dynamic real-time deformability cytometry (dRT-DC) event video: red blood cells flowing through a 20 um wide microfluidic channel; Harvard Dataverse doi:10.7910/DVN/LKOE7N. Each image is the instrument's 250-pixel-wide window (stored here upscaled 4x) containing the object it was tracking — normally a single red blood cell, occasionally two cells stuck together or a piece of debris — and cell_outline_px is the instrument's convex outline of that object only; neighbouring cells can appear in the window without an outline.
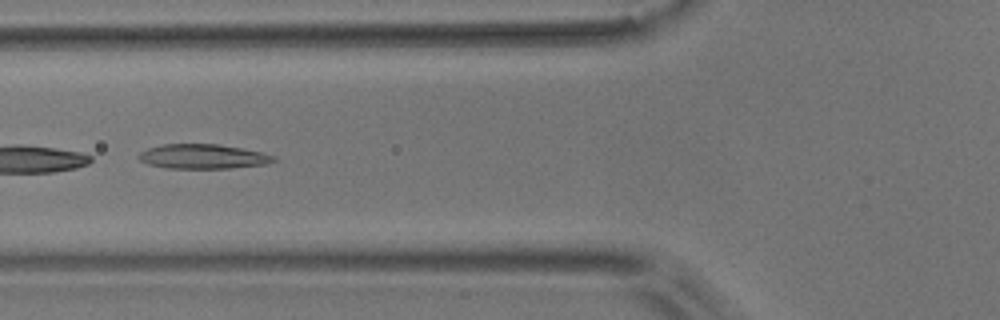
{"species": "common noctule bat (a hibernating species)", "species_latin": "Nyctalus noctula", "temperature_condition": "room temperature", "stored_images_in_passage": 11, "camera_frame_rate_fps": 3000, "um_per_image_px": 0.085, "animal": {"sex": "male", "body_mass_g": 17.9}, "frame": {"image": 1, "passage_image": 7, "time_ms": 2.0, "image_size_px": [1000, 320], "cell_outline_px": [[276, 160], [264, 164], [228, 168], [164, 168], [148, 164], [140, 160], [136, 156], [140, 152], [148, 148], [164, 144], [216, 144], [240, 148], [260, 152], [276, 156]], "centroid_in_image_um": [17.19, 13.3], "position_along_channel_um": 108.6, "area_um2": 19.13}}